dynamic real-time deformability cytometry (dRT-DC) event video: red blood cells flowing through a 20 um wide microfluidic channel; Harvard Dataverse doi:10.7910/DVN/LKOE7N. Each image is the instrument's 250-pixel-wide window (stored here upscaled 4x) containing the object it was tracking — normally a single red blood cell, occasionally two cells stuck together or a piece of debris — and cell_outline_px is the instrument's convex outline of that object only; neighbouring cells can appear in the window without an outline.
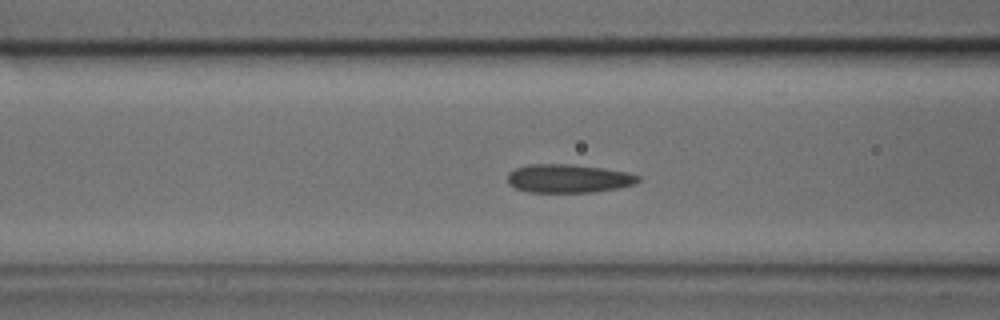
{"species": "common noctule bat (a hibernating species)", "species_latin": "Nyctalus noctula", "temperature_condition": "cold", "stored_images_in_passage": 29, "camera_frame_rate_fps": 3000, "um_per_image_px": 0.085, "animal": {"sex": "male", "body_mass_g": 17.9, "forearm_length_mm": 54.2}, "frame": {"image": 1, "passage_image": 4, "time_ms": 1.0, "image_size_px": [1000, 320], "cell_outline_px": [[640, 180], [632, 184], [616, 188], [592, 192], [528, 192], [516, 188], [508, 184], [508, 172], [516, 168], [528, 164], [572, 164], [628, 172], [640, 176]], "centroid_in_image_um": [48.28, 15.17], "position_along_channel_um": 118.3, "area_um2": 21.56}}
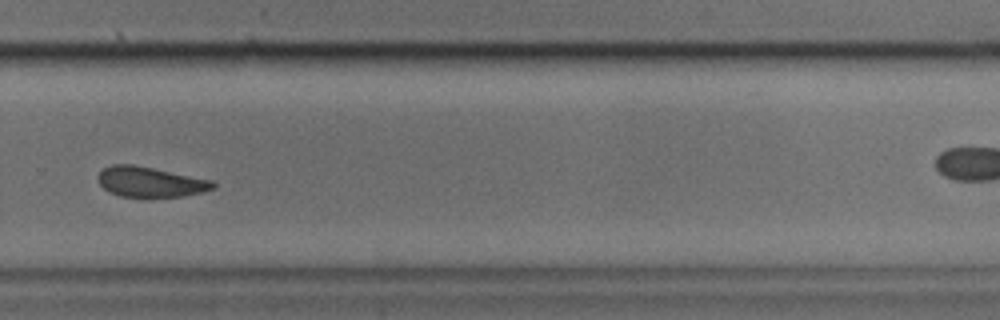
{"frame": {"image": 2, "passage_image": 16, "time_ms": 5.0, "image_size_px": [1000, 320], "cell_outline_px": [[216, 188], [184, 196], [120, 196], [108, 192], [100, 184], [96, 176], [104, 168], [112, 164], [132, 164], [212, 180], [216, 184]], "centroid_in_image_um": [12.75, 15.45], "position_along_channel_um": 317.1, "area_um2": 20.0}}
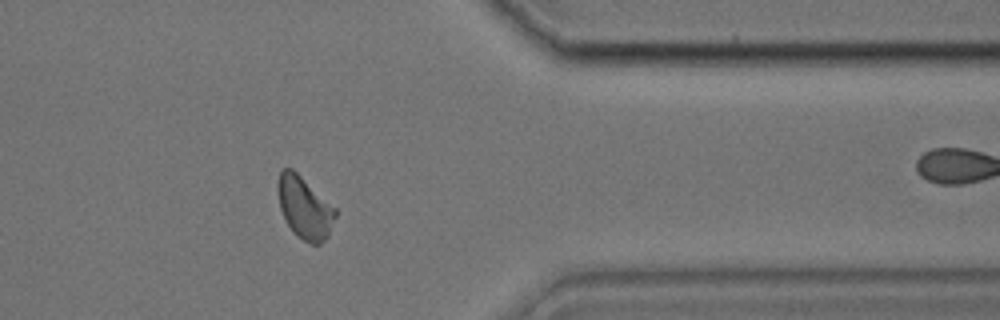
{"frame": {"image": 3, "passage_image": 21, "time_ms": 6.667, "image_size_px": [1000, 320], "cell_outline_px": [[336, 216], [328, 236], [320, 244], [312, 244], [296, 236], [288, 224], [280, 208], [276, 188], [276, 184], [280, 172], [284, 168], [292, 168], [336, 208]], "centroid_in_image_um": [25.88, 17.64], "position_along_channel_um": 385.5, "area_um2": 20.75}}